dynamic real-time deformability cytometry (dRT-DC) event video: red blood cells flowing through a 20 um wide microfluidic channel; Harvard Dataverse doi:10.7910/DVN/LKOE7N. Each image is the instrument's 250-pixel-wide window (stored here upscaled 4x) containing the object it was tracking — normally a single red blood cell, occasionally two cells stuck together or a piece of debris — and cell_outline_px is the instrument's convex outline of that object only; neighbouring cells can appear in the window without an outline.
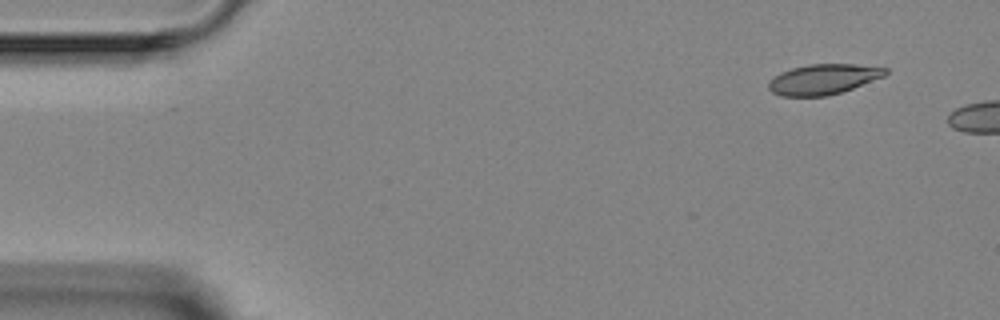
{"species": "Egyptian fruit bat (a non-hibernating species)", "species_latin": "Rousettus aegyptiacus", "temperature_condition": "room temperature", "stored_images_in_passage": 6, "segment_of_instrument_passage": [2, 2], "camera_frame_rate_fps": 3000, "um_per_image_px": 0.085, "animal": {"sex": "female"}, "frame": {"image": 1, "passage_image": 6, "time_ms": 6.667, "image_size_px": [1000, 320], "cell_outline_px": [[888, 72], [884, 76], [852, 88], [840, 92], [824, 96], [780, 96], [772, 92], [768, 88], [768, 84], [780, 72], [792, 68], [808, 64], [856, 64], [888, 68]], "centroid_in_image_um": [69.98, 6.73], "position_along_channel_um": 15.0, "area_um2": 20.4}}